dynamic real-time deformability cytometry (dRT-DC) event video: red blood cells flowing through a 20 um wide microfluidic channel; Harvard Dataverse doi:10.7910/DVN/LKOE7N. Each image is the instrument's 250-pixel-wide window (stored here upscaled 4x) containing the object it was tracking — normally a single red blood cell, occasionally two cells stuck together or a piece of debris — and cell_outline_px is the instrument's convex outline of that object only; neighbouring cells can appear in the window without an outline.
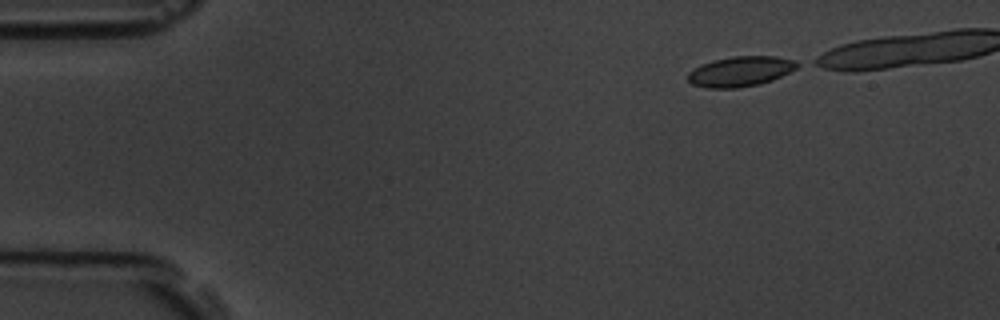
{"species": "common noctule bat (a hibernating species)", "species_latin": "Nyctalus noctula", "temperature_condition": "room temperature", "stored_images_in_passage": 41, "camera_frame_rate_fps": 3000, "um_per_image_px": 0.085, "animal": {"sex": "male", "body_mass_g": 19.5, "forearm_length_mm": 54.6}, "frame": {"image": 1, "passage_image": 1, "time_ms": 0.0, "image_size_px": [1000, 320], "cell_outline_px": [[804, 64], [772, 80], [760, 84], [736, 88], [708, 88], [692, 84], [688, 80], [688, 72], [712, 60], [732, 56], [776, 56], [796, 60]], "centroid_in_image_um": [62.98, 6.06], "position_along_channel_um": 22.0, "area_um2": 19.19}}
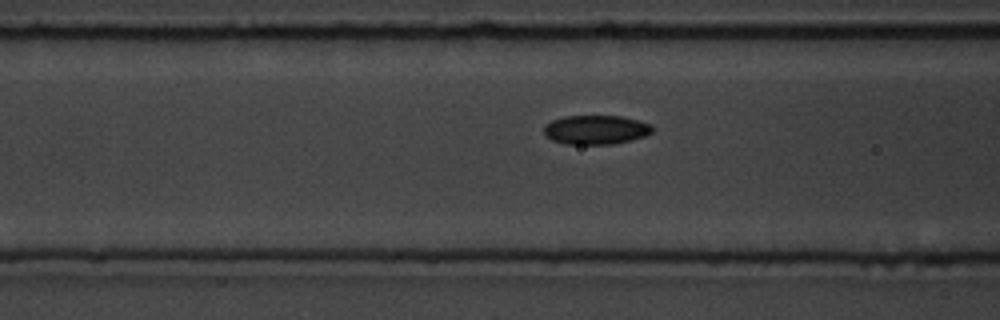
{"frame": {"image": 2, "passage_image": 16, "time_ms": 5.0, "image_size_px": [1000, 320], "cell_outline_px": [[652, 132], [644, 136], [612, 144], [568, 144], [552, 140], [544, 132], [544, 124], [552, 120], [564, 116], [620, 116], [652, 124]], "centroid_in_image_um": [50.62, 11.02], "position_along_channel_um": 116.0, "area_um2": 18.21}}
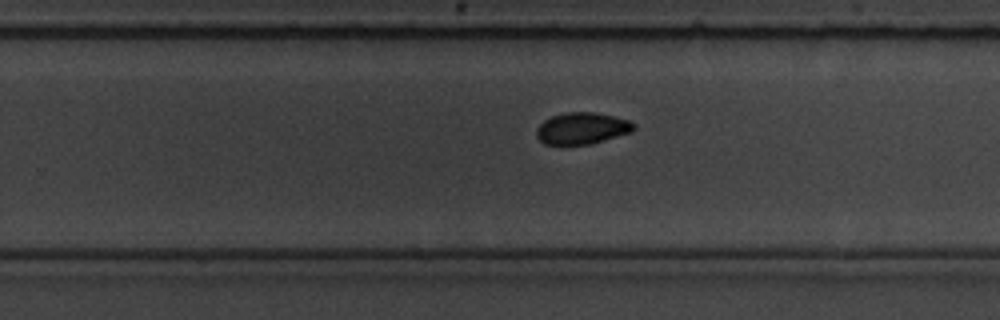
{"frame": {"image": 3, "passage_image": 30, "time_ms": 9.667, "image_size_px": [1000, 320], "cell_outline_px": [[636, 128], [632, 132], [592, 144], [544, 144], [536, 136], [536, 128], [544, 120], [552, 116], [568, 112], [596, 112], [616, 116], [628, 120], [636, 124]], "centroid_in_image_um": [49.5, 10.9], "position_along_channel_um": 280.3, "area_um2": 18.09}}